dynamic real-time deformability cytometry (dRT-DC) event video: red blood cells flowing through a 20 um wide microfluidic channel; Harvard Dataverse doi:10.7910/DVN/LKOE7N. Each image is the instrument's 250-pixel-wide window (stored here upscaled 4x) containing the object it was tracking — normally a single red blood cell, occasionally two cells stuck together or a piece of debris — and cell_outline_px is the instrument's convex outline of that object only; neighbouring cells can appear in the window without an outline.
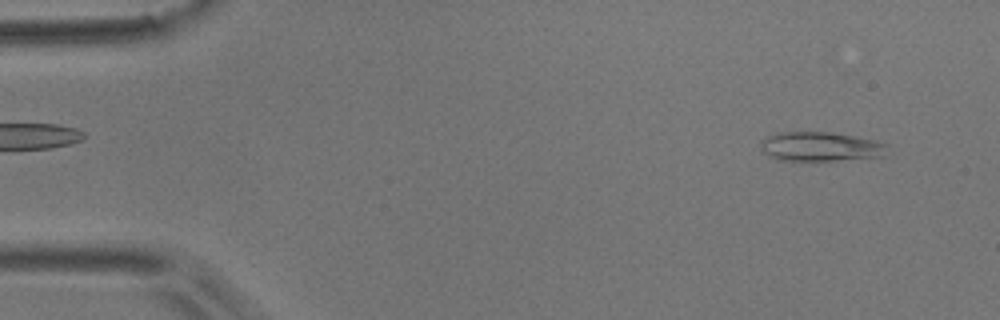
{"species": "common noctule bat (a hibernating species)", "species_latin": "Nyctalus noctula", "temperature_condition": "room temperature", "stored_images_in_passage": 43, "camera_frame_rate_fps": 3000, "um_per_image_px": 0.085, "animal": {"sex": "male", "body_mass_g": 17.9}, "frame": {"image": 1, "passage_image": 3, "time_ms": 0.667, "image_size_px": [1000, 320], "cell_outline_px": [[888, 144], [884, 156], [836, 160], [776, 160], [768, 156], [760, 148], [760, 140], [776, 132], [828, 132], [876, 140]], "centroid_in_image_um": [69.69, 12.46], "position_along_channel_um": 15.3, "area_um2": 21.62}}
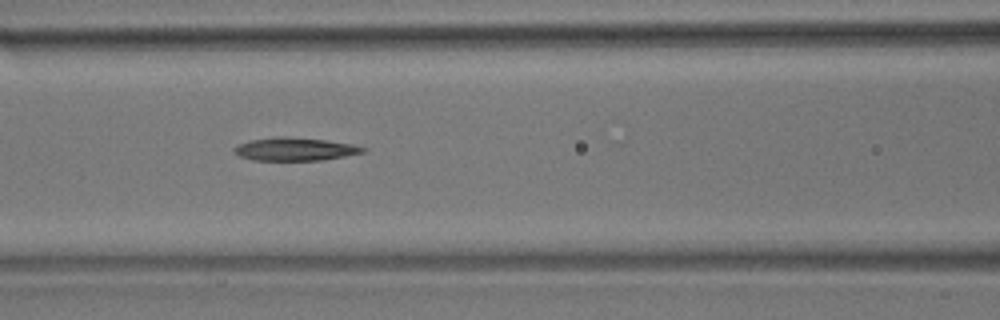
{"frame": {"image": 2, "passage_image": 21, "time_ms": 6.667, "image_size_px": [1000, 320], "cell_outline_px": [[368, 148], [364, 152], [344, 156], [320, 160], [252, 160], [240, 156], [232, 152], [232, 148], [236, 144], [248, 140], [276, 136], [288, 136], [324, 140], [352, 144]], "centroid_in_image_um": [24.99, 12.66], "position_along_channel_um": 141.6, "area_um2": 17.46}}
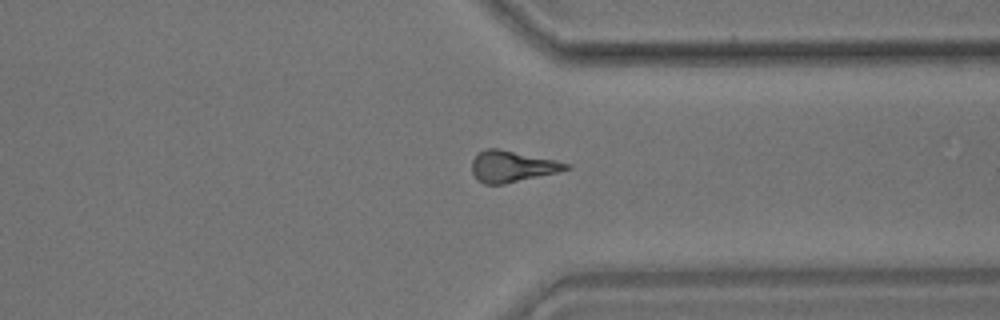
{"frame": {"image": 3, "passage_image": 39, "time_ms": 12.667, "image_size_px": [1000, 320], "cell_outline_px": [[572, 168], [556, 172], [504, 184], [484, 184], [472, 172], [472, 160], [480, 152], [488, 148], [496, 148], [556, 160], [572, 164]], "centroid_in_image_um": [43.56, 14.14], "position_along_channel_um": 367.8, "area_um2": 16.82}, "authors_computed_cell_mechanics": {"area_um2": 17.4556, "velocity_mm_per_s": 3.7896, "shape_relaxation_time_tau1_ms": 3.8579, "shape_relaxation_time_tau2_ms": null, "deformation_change_tau1": 0.1465, "deformation_change_tau2": null}}